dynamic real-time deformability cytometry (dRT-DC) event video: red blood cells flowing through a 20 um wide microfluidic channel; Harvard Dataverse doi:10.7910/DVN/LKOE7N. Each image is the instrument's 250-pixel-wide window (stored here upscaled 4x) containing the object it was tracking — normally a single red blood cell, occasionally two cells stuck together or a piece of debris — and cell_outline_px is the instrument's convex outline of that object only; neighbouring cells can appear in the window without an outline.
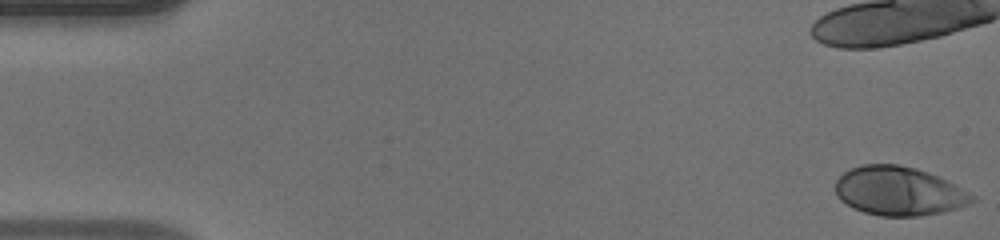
{"species": "human", "species_latin": "Homo sapiens", "temperature_condition": "warm", "stored_images_in_passage": 8, "camera_frame_rate_fps": 3000, "um_per_image_px": 0.085, "donor": {"sex": "male"}, "frame": {"image": 1, "passage_image": 1, "time_ms": 0.0, "image_size_px": [1000, 240], "cell_outline_px": [[976, 200], [968, 204], [956, 208], [940, 212], [920, 216], [880, 216], [864, 212], [840, 200], [836, 192], [836, 180], [844, 172], [852, 168], [864, 164], [896, 164], [916, 168], [928, 172], [976, 196]], "centroid_in_image_um": [76.39, 16.24], "position_along_channel_um": 8.6, "area_um2": 38.44}}